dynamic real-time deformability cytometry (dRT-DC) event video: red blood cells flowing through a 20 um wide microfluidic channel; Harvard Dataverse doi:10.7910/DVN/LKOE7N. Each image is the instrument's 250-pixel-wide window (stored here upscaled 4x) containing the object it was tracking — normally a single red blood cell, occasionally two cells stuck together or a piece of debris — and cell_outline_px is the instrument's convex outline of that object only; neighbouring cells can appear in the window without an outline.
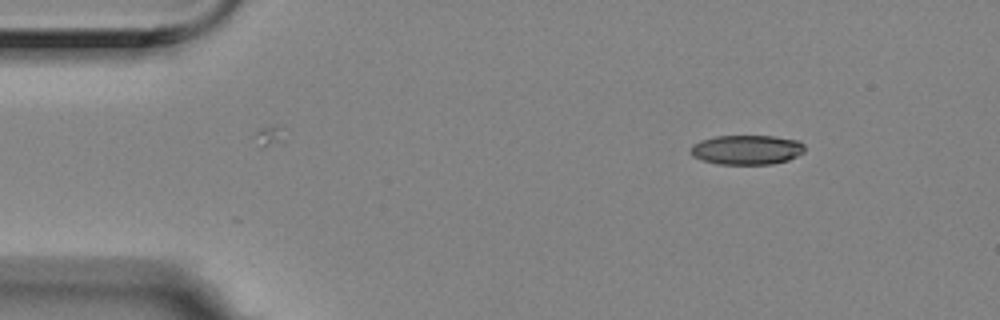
{"species": "Egyptian fruit bat (a non-hibernating species)", "species_latin": "Rousettus aegyptiacus", "temperature_condition": "room temperature", "stored_images_in_passage": 8, "camera_frame_rate_fps": 3000, "um_per_image_px": 0.085, "animal": {"sex": "female"}, "frame": {"image": 1, "passage_image": 1, "time_ms": 0.0, "image_size_px": [1000, 320], "cell_outline_px": [[804, 152], [788, 160], [772, 164], [716, 164], [700, 160], [692, 156], [692, 144], [700, 140], [716, 136], [772, 136], [800, 140], [804, 144]], "centroid_in_image_um": [63.48, 12.73], "position_along_channel_um": 21.5, "area_um2": 19.77}}
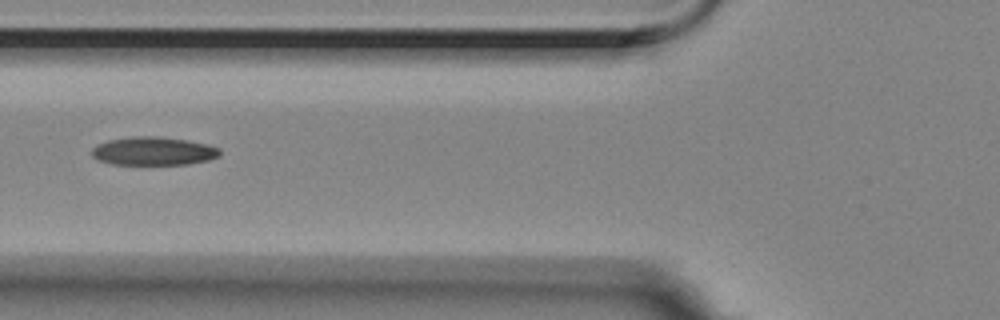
{"frame": {"image": 2, "passage_image": 5, "time_ms": 1.333, "image_size_px": [1000, 320], "cell_outline_px": [[220, 156], [208, 160], [188, 164], [112, 164], [96, 160], [92, 156], [92, 148], [96, 144], [108, 140], [132, 136], [160, 136], [188, 140], [208, 144], [220, 148]], "centroid_in_image_um": [13.03, 12.83], "position_along_channel_um": 112.8, "area_um2": 21.39}}
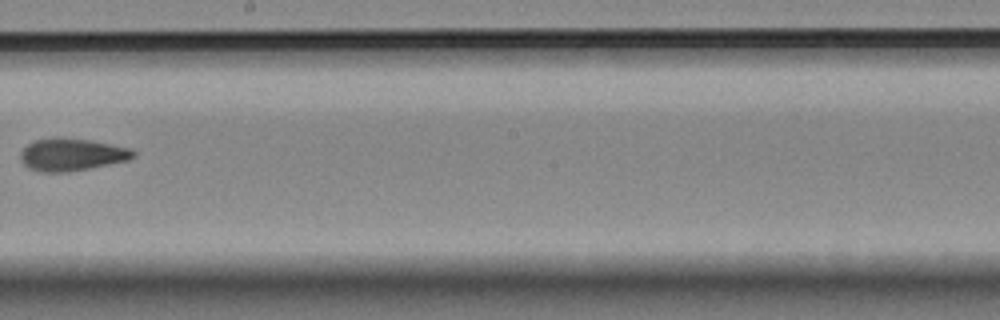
{"frame": {"image": 3, "passage_image": 8, "time_ms": 2.333, "image_size_px": [1000, 320], "cell_outline_px": [[136, 156], [128, 160], [68, 172], [40, 172], [28, 168], [20, 160], [20, 152], [28, 144], [36, 140], [52, 136], [60, 136], [88, 140], [132, 148], [136, 152]], "centroid_in_image_um": [6.08, 13.12], "position_along_channel_um": 242.1, "area_um2": 21.5}}